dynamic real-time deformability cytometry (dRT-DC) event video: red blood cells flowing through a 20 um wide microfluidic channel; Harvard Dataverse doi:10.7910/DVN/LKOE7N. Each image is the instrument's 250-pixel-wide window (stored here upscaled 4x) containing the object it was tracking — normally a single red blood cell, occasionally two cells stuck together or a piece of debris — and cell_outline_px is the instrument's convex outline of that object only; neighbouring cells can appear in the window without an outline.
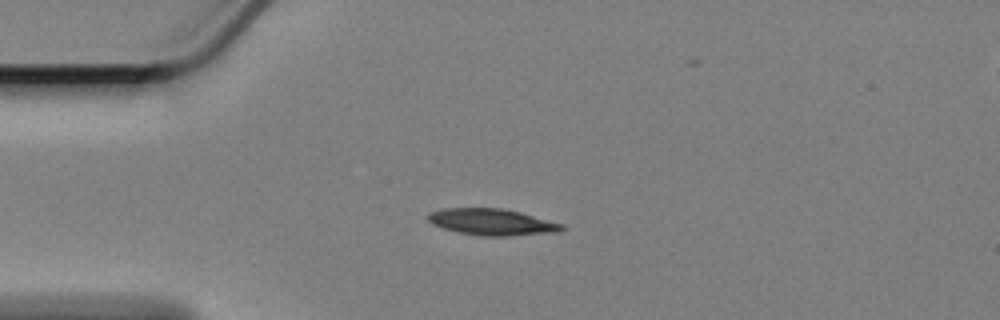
{"species": "Egyptian fruit bat (a non-hibernating species)", "species_latin": "Rousettus aegyptiacus", "temperature_condition": "cold", "stored_images_in_passage": 47, "camera_frame_rate_fps": 3000, "um_per_image_px": 0.085, "animal": {"sex": "female"}, "frame": {"image": 1, "passage_image": 1, "time_ms": 0.0, "image_size_px": [1000, 320], "cell_outline_px": [[568, 228], [560, 232], [508, 236], [480, 236], [456, 232], [432, 224], [428, 220], [428, 212], [444, 208], [504, 208], [520, 212], [564, 224]], "centroid_in_image_um": [41.85, 18.88], "position_along_channel_um": 43.1, "area_um2": 20.92}}
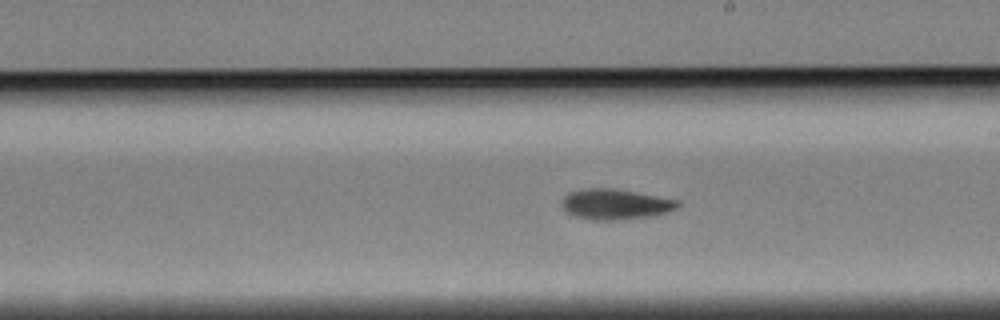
{"frame": {"image": 2, "passage_image": 20, "time_ms": 6.333, "image_size_px": [1000, 320], "cell_outline_px": [[680, 208], [656, 216], [620, 220], [588, 220], [576, 216], [568, 212], [560, 204], [560, 200], [568, 192], [588, 188], [612, 188], [636, 192], [680, 200]], "centroid_in_image_um": [52.34, 17.37], "position_along_channel_um": 236.7, "area_um2": 20.98}}
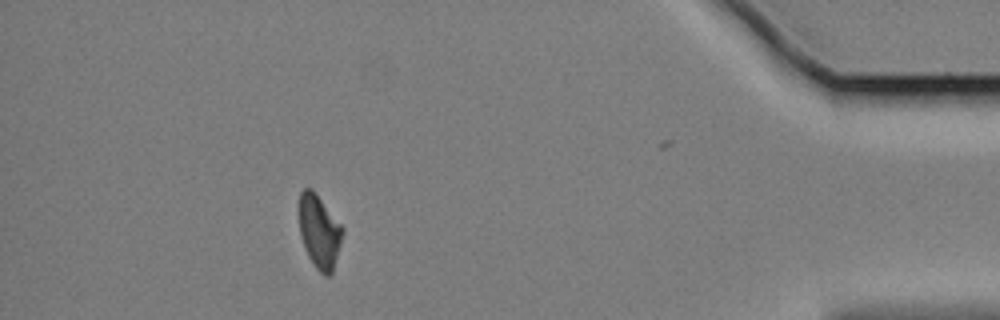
{"frame": {"image": 3, "passage_image": 40, "time_ms": 13.0, "image_size_px": [1000, 320], "cell_outline_px": [[344, 232], [332, 272], [328, 276], [324, 276], [312, 264], [304, 248], [300, 236], [300, 192], [304, 188], [312, 188], [344, 228]], "centroid_in_image_um": [27.15, 19.7], "position_along_channel_um": 408.1, "area_um2": 18.5}, "authors_computed_cell_mechanics": {"area_um2": 19.941, "velocity_mm_per_s": 3.3503, "shape_relaxation_time_tau1_ms": 5.6722, "shape_relaxation_time_tau2_ms": null, "deformation_change_tau1": 0.1249, "deformation_change_tau2": null}}